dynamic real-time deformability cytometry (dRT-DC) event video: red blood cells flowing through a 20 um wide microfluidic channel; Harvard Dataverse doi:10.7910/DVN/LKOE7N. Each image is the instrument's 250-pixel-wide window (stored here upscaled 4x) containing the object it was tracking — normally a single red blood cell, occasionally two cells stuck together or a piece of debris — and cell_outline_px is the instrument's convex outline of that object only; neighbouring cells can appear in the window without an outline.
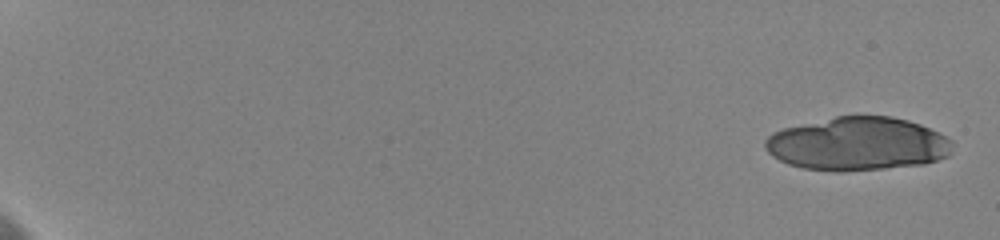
{"species": "human", "species_latin": "Homo sapiens", "temperature_condition": "cold", "stored_images_in_passage": 12, "camera_frame_rate_fps": 3000, "um_per_image_px": 0.085, "donor": {"sex": "female"}, "frame": {"image": 1, "passage_image": 1, "time_ms": 0.0, "image_size_px": [1000, 240], "cell_outline_px": [[952, 144], [948, 156], [924, 164], [884, 168], [836, 172], [804, 168], [788, 164], [772, 156], [764, 148], [764, 140], [772, 132], [784, 128], [836, 116], [892, 116], [908, 120], [920, 124], [952, 140]], "centroid_in_image_um": [72.86, 12.23], "position_along_channel_um": 12.1, "area_um2": 58.15}}